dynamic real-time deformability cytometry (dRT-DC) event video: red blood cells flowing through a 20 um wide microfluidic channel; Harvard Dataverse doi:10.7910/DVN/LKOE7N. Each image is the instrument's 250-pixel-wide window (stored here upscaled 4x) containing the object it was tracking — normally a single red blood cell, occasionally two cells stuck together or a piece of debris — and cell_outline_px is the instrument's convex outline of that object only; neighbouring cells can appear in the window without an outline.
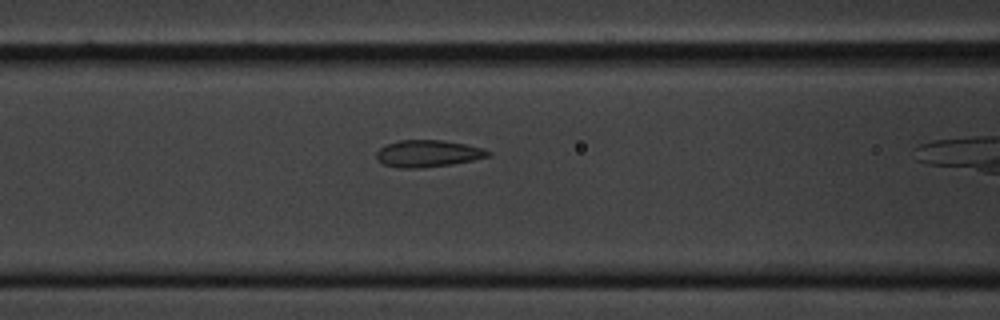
{"species": "common noctule bat (a hibernating species)", "species_latin": "Nyctalus noctula", "temperature_condition": "cold", "stored_images_in_passage": 9, "camera_frame_rate_fps": 3000, "um_per_image_px": 0.085, "animal": {"sex": "male", "body_mass_g": 20.1, "forearm_length_mm": 53.5}, "frame": {"image": 1, "passage_image": 4, "time_ms": 1.0, "image_size_px": [1000, 320], "cell_outline_px": [[492, 156], [452, 164], [420, 168], [396, 168], [384, 164], [376, 160], [376, 152], [380, 148], [388, 144], [400, 140], [444, 140], [484, 148], [492, 152]], "centroid_in_image_um": [36.38, 13.05], "position_along_channel_um": 130.2, "area_um2": 17.63}}
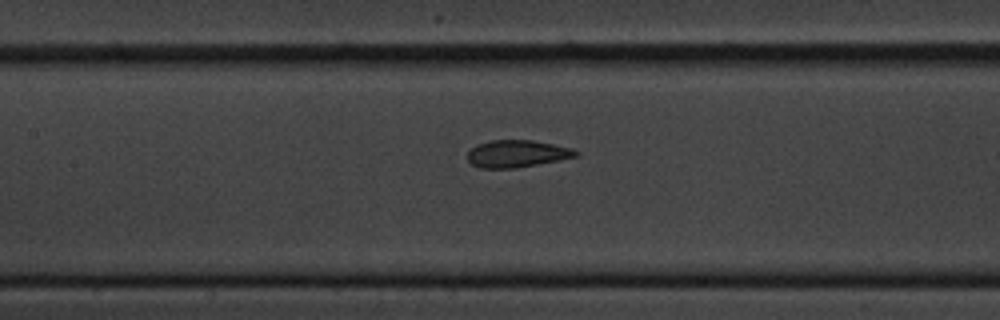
{"frame": {"image": 2, "passage_image": 7, "time_ms": 2.0, "image_size_px": [1000, 320], "cell_outline_px": [[580, 156], [516, 168], [480, 168], [472, 164], [468, 160], [468, 152], [476, 144], [492, 140], [532, 140], [572, 148], [580, 152]], "centroid_in_image_um": [43.96, 13.06], "position_along_channel_um": 163.4, "area_um2": 17.17}}